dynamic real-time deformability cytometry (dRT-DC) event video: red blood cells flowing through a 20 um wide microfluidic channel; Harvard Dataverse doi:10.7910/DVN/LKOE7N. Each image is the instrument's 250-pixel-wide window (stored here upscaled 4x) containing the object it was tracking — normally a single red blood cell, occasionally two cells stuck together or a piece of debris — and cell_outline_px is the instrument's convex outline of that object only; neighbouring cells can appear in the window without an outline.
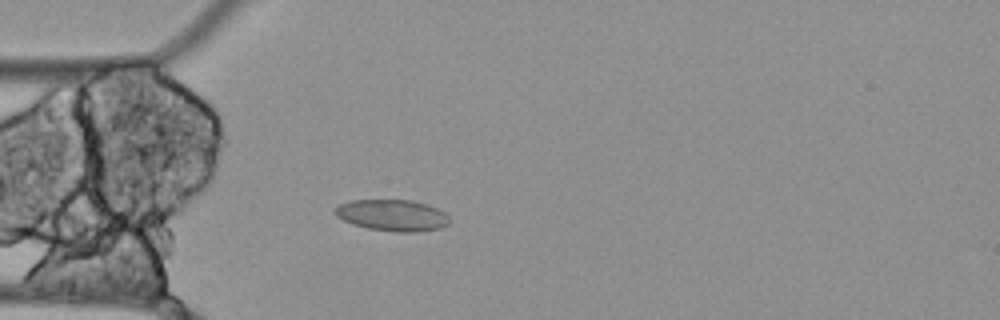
{"species": "Egyptian fruit bat (a non-hibernating species)", "species_latin": "Rousettus aegyptiacus", "temperature_condition": "cold", "stored_images_in_passage": 9, "camera_frame_rate_fps": 3000, "um_per_image_px": 0.085, "animal": {"sex": "female"}, "frame": {"image": 1, "passage_image": 2, "time_ms": 0.333, "image_size_px": [1000, 320], "cell_outline_px": [[448, 224], [440, 228], [416, 232], [400, 232], [368, 228], [352, 224], [336, 216], [332, 212], [340, 204], [352, 200], [408, 200], [424, 204], [436, 208], [444, 212], [448, 216]], "centroid_in_image_um": [33.32, 18.3], "position_along_channel_um": 51.7, "area_um2": 20.69}}
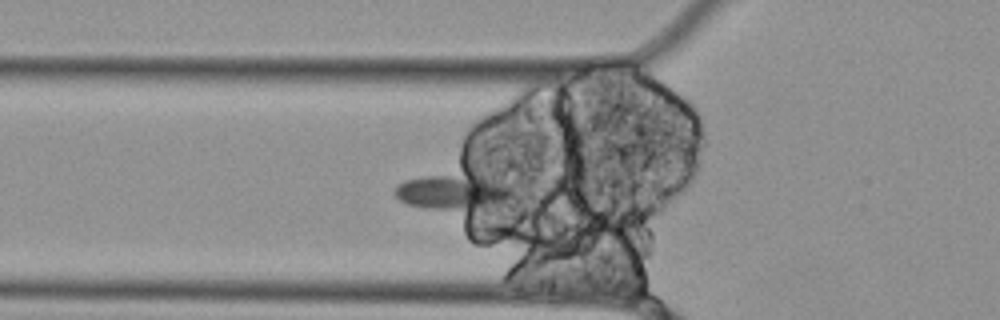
{"frame": {"image": 2, "passage_image": 5, "time_ms": 1.333, "image_size_px": [1000, 320], "cell_outline_px": [[516, 192], [512, 196], [504, 200], [492, 204], [476, 208], [424, 208], [408, 204], [400, 200], [392, 192], [396, 184], [404, 180], [424, 176], [480, 168], [512, 188]], "centroid_in_image_um": [38.55, 16.17], "position_along_channel_um": 87.2, "area_um2": 25.43}}
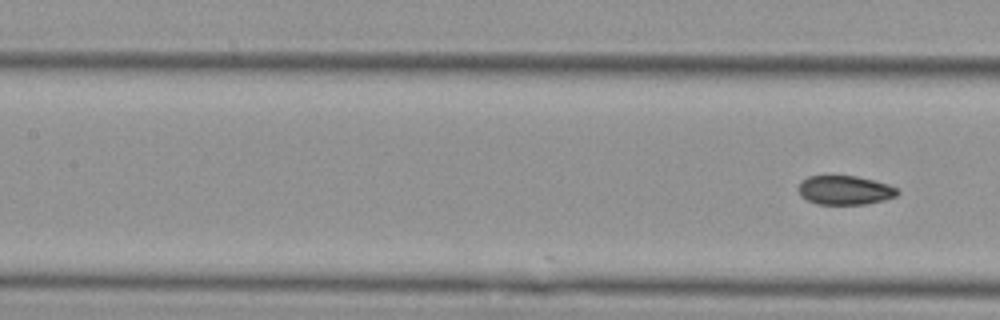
{"frame": {"image": 3, "passage_image": 9, "time_ms": 2.667, "image_size_px": [1000, 320], "cell_outline_px": [[900, 192], [896, 196], [884, 200], [864, 204], [816, 204], [800, 196], [800, 184], [808, 176], [856, 176], [888, 184], [896, 188]], "centroid_in_image_um": [71.84, 16.17], "position_along_channel_um": 135.6, "area_um2": 16.53}}